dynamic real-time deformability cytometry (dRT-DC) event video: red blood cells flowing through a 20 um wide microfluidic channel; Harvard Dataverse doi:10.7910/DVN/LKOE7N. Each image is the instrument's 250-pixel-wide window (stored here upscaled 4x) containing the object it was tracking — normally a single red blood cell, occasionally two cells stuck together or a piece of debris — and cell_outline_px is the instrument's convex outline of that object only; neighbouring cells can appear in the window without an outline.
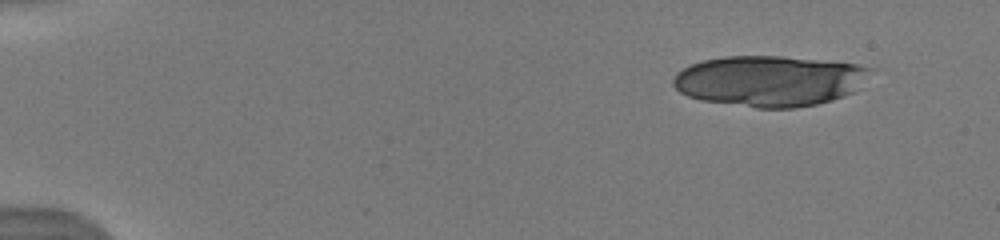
{"species": "human", "species_latin": "Homo sapiens", "temperature_condition": "warm", "stored_images_in_passage": 9, "camera_frame_rate_fps": 3000, "um_per_image_px": 0.085, "donor": {"sex": "male"}, "frame": {"image": 1, "passage_image": 1, "time_ms": 0.0, "image_size_px": [1000, 240], "cell_outline_px": [[872, 68], [856, 92], [832, 100], [816, 104], [796, 108], [756, 108], [700, 100], [688, 96], [680, 92], [672, 84], [672, 80], [676, 72], [692, 64], [704, 60], [724, 56], [784, 56], [856, 64]], "centroid_in_image_um": [65.39, 6.88], "position_along_channel_um": 19.6, "area_um2": 58.38}}